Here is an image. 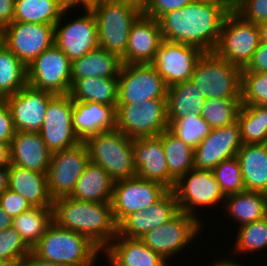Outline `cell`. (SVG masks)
Segmentation results:
<instances>
[{
    "label": "cell",
    "instance_id": "cell-13",
    "mask_svg": "<svg viewBox=\"0 0 267 266\" xmlns=\"http://www.w3.org/2000/svg\"><path fill=\"white\" fill-rule=\"evenodd\" d=\"M90 162L88 150L82 141L78 145L52 152L47 171L50 197H69L74 187Z\"/></svg>",
    "mask_w": 267,
    "mask_h": 266
},
{
    "label": "cell",
    "instance_id": "cell-45",
    "mask_svg": "<svg viewBox=\"0 0 267 266\" xmlns=\"http://www.w3.org/2000/svg\"><path fill=\"white\" fill-rule=\"evenodd\" d=\"M232 10L247 22L267 21V0H232Z\"/></svg>",
    "mask_w": 267,
    "mask_h": 266
},
{
    "label": "cell",
    "instance_id": "cell-20",
    "mask_svg": "<svg viewBox=\"0 0 267 266\" xmlns=\"http://www.w3.org/2000/svg\"><path fill=\"white\" fill-rule=\"evenodd\" d=\"M132 150L137 177L159 182L168 190L174 189L176 181L169 175L162 132L158 136L134 138Z\"/></svg>",
    "mask_w": 267,
    "mask_h": 266
},
{
    "label": "cell",
    "instance_id": "cell-16",
    "mask_svg": "<svg viewBox=\"0 0 267 266\" xmlns=\"http://www.w3.org/2000/svg\"><path fill=\"white\" fill-rule=\"evenodd\" d=\"M73 100L70 95H55L47 104L41 138L52 152L74 147L80 138L73 129Z\"/></svg>",
    "mask_w": 267,
    "mask_h": 266
},
{
    "label": "cell",
    "instance_id": "cell-23",
    "mask_svg": "<svg viewBox=\"0 0 267 266\" xmlns=\"http://www.w3.org/2000/svg\"><path fill=\"white\" fill-rule=\"evenodd\" d=\"M162 40L158 20L142 14L131 27L122 64H151Z\"/></svg>",
    "mask_w": 267,
    "mask_h": 266
},
{
    "label": "cell",
    "instance_id": "cell-55",
    "mask_svg": "<svg viewBox=\"0 0 267 266\" xmlns=\"http://www.w3.org/2000/svg\"><path fill=\"white\" fill-rule=\"evenodd\" d=\"M13 218L8 215L0 206V231L12 226Z\"/></svg>",
    "mask_w": 267,
    "mask_h": 266
},
{
    "label": "cell",
    "instance_id": "cell-25",
    "mask_svg": "<svg viewBox=\"0 0 267 266\" xmlns=\"http://www.w3.org/2000/svg\"><path fill=\"white\" fill-rule=\"evenodd\" d=\"M51 151L39 132L16 131L10 143V165L47 173Z\"/></svg>",
    "mask_w": 267,
    "mask_h": 266
},
{
    "label": "cell",
    "instance_id": "cell-9",
    "mask_svg": "<svg viewBox=\"0 0 267 266\" xmlns=\"http://www.w3.org/2000/svg\"><path fill=\"white\" fill-rule=\"evenodd\" d=\"M71 67L69 58L53 44L27 66L28 85L55 95H67L72 86Z\"/></svg>",
    "mask_w": 267,
    "mask_h": 266
},
{
    "label": "cell",
    "instance_id": "cell-49",
    "mask_svg": "<svg viewBox=\"0 0 267 266\" xmlns=\"http://www.w3.org/2000/svg\"><path fill=\"white\" fill-rule=\"evenodd\" d=\"M267 71V44L260 42L253 54L252 60L242 69V72H265Z\"/></svg>",
    "mask_w": 267,
    "mask_h": 266
},
{
    "label": "cell",
    "instance_id": "cell-18",
    "mask_svg": "<svg viewBox=\"0 0 267 266\" xmlns=\"http://www.w3.org/2000/svg\"><path fill=\"white\" fill-rule=\"evenodd\" d=\"M203 53L195 46L162 40L151 64L169 87L189 81Z\"/></svg>",
    "mask_w": 267,
    "mask_h": 266
},
{
    "label": "cell",
    "instance_id": "cell-47",
    "mask_svg": "<svg viewBox=\"0 0 267 266\" xmlns=\"http://www.w3.org/2000/svg\"><path fill=\"white\" fill-rule=\"evenodd\" d=\"M0 206L12 218L32 208L24 197L10 189L0 194Z\"/></svg>",
    "mask_w": 267,
    "mask_h": 266
},
{
    "label": "cell",
    "instance_id": "cell-38",
    "mask_svg": "<svg viewBox=\"0 0 267 266\" xmlns=\"http://www.w3.org/2000/svg\"><path fill=\"white\" fill-rule=\"evenodd\" d=\"M27 66L0 42V98L26 87Z\"/></svg>",
    "mask_w": 267,
    "mask_h": 266
},
{
    "label": "cell",
    "instance_id": "cell-19",
    "mask_svg": "<svg viewBox=\"0 0 267 266\" xmlns=\"http://www.w3.org/2000/svg\"><path fill=\"white\" fill-rule=\"evenodd\" d=\"M242 145L238 121L214 128L194 149V169L212 170L222 161L235 157Z\"/></svg>",
    "mask_w": 267,
    "mask_h": 266
},
{
    "label": "cell",
    "instance_id": "cell-24",
    "mask_svg": "<svg viewBox=\"0 0 267 266\" xmlns=\"http://www.w3.org/2000/svg\"><path fill=\"white\" fill-rule=\"evenodd\" d=\"M73 129L81 141L116 129V108L99 102L73 101Z\"/></svg>",
    "mask_w": 267,
    "mask_h": 266
},
{
    "label": "cell",
    "instance_id": "cell-50",
    "mask_svg": "<svg viewBox=\"0 0 267 266\" xmlns=\"http://www.w3.org/2000/svg\"><path fill=\"white\" fill-rule=\"evenodd\" d=\"M15 0H0V31L14 21Z\"/></svg>",
    "mask_w": 267,
    "mask_h": 266
},
{
    "label": "cell",
    "instance_id": "cell-41",
    "mask_svg": "<svg viewBox=\"0 0 267 266\" xmlns=\"http://www.w3.org/2000/svg\"><path fill=\"white\" fill-rule=\"evenodd\" d=\"M234 252L248 253L267 248V216L263 219L244 224L237 229Z\"/></svg>",
    "mask_w": 267,
    "mask_h": 266
},
{
    "label": "cell",
    "instance_id": "cell-3",
    "mask_svg": "<svg viewBox=\"0 0 267 266\" xmlns=\"http://www.w3.org/2000/svg\"><path fill=\"white\" fill-rule=\"evenodd\" d=\"M31 252L42 260L62 265L95 266L103 251L86 236L53 222Z\"/></svg>",
    "mask_w": 267,
    "mask_h": 266
},
{
    "label": "cell",
    "instance_id": "cell-43",
    "mask_svg": "<svg viewBox=\"0 0 267 266\" xmlns=\"http://www.w3.org/2000/svg\"><path fill=\"white\" fill-rule=\"evenodd\" d=\"M241 104L267 106V71L242 72Z\"/></svg>",
    "mask_w": 267,
    "mask_h": 266
},
{
    "label": "cell",
    "instance_id": "cell-7",
    "mask_svg": "<svg viewBox=\"0 0 267 266\" xmlns=\"http://www.w3.org/2000/svg\"><path fill=\"white\" fill-rule=\"evenodd\" d=\"M259 44L258 25L243 20L232 10L224 20L217 46L213 52L218 57L243 69L252 60Z\"/></svg>",
    "mask_w": 267,
    "mask_h": 266
},
{
    "label": "cell",
    "instance_id": "cell-35",
    "mask_svg": "<svg viewBox=\"0 0 267 266\" xmlns=\"http://www.w3.org/2000/svg\"><path fill=\"white\" fill-rule=\"evenodd\" d=\"M53 223L52 208L32 207L13 217L12 227L20 234L25 244L32 249Z\"/></svg>",
    "mask_w": 267,
    "mask_h": 266
},
{
    "label": "cell",
    "instance_id": "cell-8",
    "mask_svg": "<svg viewBox=\"0 0 267 266\" xmlns=\"http://www.w3.org/2000/svg\"><path fill=\"white\" fill-rule=\"evenodd\" d=\"M116 129L131 139L158 136L168 129L166 99L117 104Z\"/></svg>",
    "mask_w": 267,
    "mask_h": 266
},
{
    "label": "cell",
    "instance_id": "cell-34",
    "mask_svg": "<svg viewBox=\"0 0 267 266\" xmlns=\"http://www.w3.org/2000/svg\"><path fill=\"white\" fill-rule=\"evenodd\" d=\"M65 10V0H15L14 21L55 26Z\"/></svg>",
    "mask_w": 267,
    "mask_h": 266
},
{
    "label": "cell",
    "instance_id": "cell-36",
    "mask_svg": "<svg viewBox=\"0 0 267 266\" xmlns=\"http://www.w3.org/2000/svg\"><path fill=\"white\" fill-rule=\"evenodd\" d=\"M162 146L169 175L176 182L191 169H194V149L173 135L168 129L162 132Z\"/></svg>",
    "mask_w": 267,
    "mask_h": 266
},
{
    "label": "cell",
    "instance_id": "cell-31",
    "mask_svg": "<svg viewBox=\"0 0 267 266\" xmlns=\"http://www.w3.org/2000/svg\"><path fill=\"white\" fill-rule=\"evenodd\" d=\"M205 102L198 87L190 80L169 86L166 95L168 124L188 116L190 112L200 116Z\"/></svg>",
    "mask_w": 267,
    "mask_h": 266
},
{
    "label": "cell",
    "instance_id": "cell-10",
    "mask_svg": "<svg viewBox=\"0 0 267 266\" xmlns=\"http://www.w3.org/2000/svg\"><path fill=\"white\" fill-rule=\"evenodd\" d=\"M167 86L152 64H122L118 76V103L142 105L166 99Z\"/></svg>",
    "mask_w": 267,
    "mask_h": 266
},
{
    "label": "cell",
    "instance_id": "cell-22",
    "mask_svg": "<svg viewBox=\"0 0 267 266\" xmlns=\"http://www.w3.org/2000/svg\"><path fill=\"white\" fill-rule=\"evenodd\" d=\"M179 206L173 190H168L157 202L144 209L135 211L127 216L118 226L120 236L140 239L149 230L165 224L178 212Z\"/></svg>",
    "mask_w": 267,
    "mask_h": 266
},
{
    "label": "cell",
    "instance_id": "cell-57",
    "mask_svg": "<svg viewBox=\"0 0 267 266\" xmlns=\"http://www.w3.org/2000/svg\"><path fill=\"white\" fill-rule=\"evenodd\" d=\"M260 30V42L267 44V21L258 24Z\"/></svg>",
    "mask_w": 267,
    "mask_h": 266
},
{
    "label": "cell",
    "instance_id": "cell-12",
    "mask_svg": "<svg viewBox=\"0 0 267 266\" xmlns=\"http://www.w3.org/2000/svg\"><path fill=\"white\" fill-rule=\"evenodd\" d=\"M0 42L28 66L54 44V26L13 21L0 31Z\"/></svg>",
    "mask_w": 267,
    "mask_h": 266
},
{
    "label": "cell",
    "instance_id": "cell-4",
    "mask_svg": "<svg viewBox=\"0 0 267 266\" xmlns=\"http://www.w3.org/2000/svg\"><path fill=\"white\" fill-rule=\"evenodd\" d=\"M90 162L101 166L115 182L136 177L133 139L117 129L101 132L83 141Z\"/></svg>",
    "mask_w": 267,
    "mask_h": 266
},
{
    "label": "cell",
    "instance_id": "cell-17",
    "mask_svg": "<svg viewBox=\"0 0 267 266\" xmlns=\"http://www.w3.org/2000/svg\"><path fill=\"white\" fill-rule=\"evenodd\" d=\"M66 12L67 9L54 26V44L72 62L99 47L97 22L94 13L86 10L83 15L62 26Z\"/></svg>",
    "mask_w": 267,
    "mask_h": 266
},
{
    "label": "cell",
    "instance_id": "cell-42",
    "mask_svg": "<svg viewBox=\"0 0 267 266\" xmlns=\"http://www.w3.org/2000/svg\"><path fill=\"white\" fill-rule=\"evenodd\" d=\"M212 172L225 198L245 190L240 163L236 156L222 161Z\"/></svg>",
    "mask_w": 267,
    "mask_h": 266
},
{
    "label": "cell",
    "instance_id": "cell-11",
    "mask_svg": "<svg viewBox=\"0 0 267 266\" xmlns=\"http://www.w3.org/2000/svg\"><path fill=\"white\" fill-rule=\"evenodd\" d=\"M201 222L197 217L179 211L165 224L149 230L140 240L165 260H169L200 234Z\"/></svg>",
    "mask_w": 267,
    "mask_h": 266
},
{
    "label": "cell",
    "instance_id": "cell-40",
    "mask_svg": "<svg viewBox=\"0 0 267 266\" xmlns=\"http://www.w3.org/2000/svg\"><path fill=\"white\" fill-rule=\"evenodd\" d=\"M168 130L184 143L195 149L211 132L212 128L200 115L193 112L168 124Z\"/></svg>",
    "mask_w": 267,
    "mask_h": 266
},
{
    "label": "cell",
    "instance_id": "cell-52",
    "mask_svg": "<svg viewBox=\"0 0 267 266\" xmlns=\"http://www.w3.org/2000/svg\"><path fill=\"white\" fill-rule=\"evenodd\" d=\"M103 0H65V9L68 11L78 5L84 6L86 10H92L98 6Z\"/></svg>",
    "mask_w": 267,
    "mask_h": 266
},
{
    "label": "cell",
    "instance_id": "cell-2",
    "mask_svg": "<svg viewBox=\"0 0 267 266\" xmlns=\"http://www.w3.org/2000/svg\"><path fill=\"white\" fill-rule=\"evenodd\" d=\"M53 222L89 238L102 251L117 236L111 203L62 197L53 200Z\"/></svg>",
    "mask_w": 267,
    "mask_h": 266
},
{
    "label": "cell",
    "instance_id": "cell-21",
    "mask_svg": "<svg viewBox=\"0 0 267 266\" xmlns=\"http://www.w3.org/2000/svg\"><path fill=\"white\" fill-rule=\"evenodd\" d=\"M55 94L37 90L29 85L5 97L16 131L39 132L42 128L48 102Z\"/></svg>",
    "mask_w": 267,
    "mask_h": 266
},
{
    "label": "cell",
    "instance_id": "cell-56",
    "mask_svg": "<svg viewBox=\"0 0 267 266\" xmlns=\"http://www.w3.org/2000/svg\"><path fill=\"white\" fill-rule=\"evenodd\" d=\"M121 1L123 3L131 4L132 6H135L139 10L143 11L146 7V4L148 0H117Z\"/></svg>",
    "mask_w": 267,
    "mask_h": 266
},
{
    "label": "cell",
    "instance_id": "cell-54",
    "mask_svg": "<svg viewBox=\"0 0 267 266\" xmlns=\"http://www.w3.org/2000/svg\"><path fill=\"white\" fill-rule=\"evenodd\" d=\"M9 167H0V194L8 189Z\"/></svg>",
    "mask_w": 267,
    "mask_h": 266
},
{
    "label": "cell",
    "instance_id": "cell-26",
    "mask_svg": "<svg viewBox=\"0 0 267 266\" xmlns=\"http://www.w3.org/2000/svg\"><path fill=\"white\" fill-rule=\"evenodd\" d=\"M104 251L102 253L111 266H168L167 260L140 239L123 237L118 233Z\"/></svg>",
    "mask_w": 267,
    "mask_h": 266
},
{
    "label": "cell",
    "instance_id": "cell-30",
    "mask_svg": "<svg viewBox=\"0 0 267 266\" xmlns=\"http://www.w3.org/2000/svg\"><path fill=\"white\" fill-rule=\"evenodd\" d=\"M121 66L122 61L117 55L98 47L72 61V84L86 77L118 78Z\"/></svg>",
    "mask_w": 267,
    "mask_h": 266
},
{
    "label": "cell",
    "instance_id": "cell-32",
    "mask_svg": "<svg viewBox=\"0 0 267 266\" xmlns=\"http://www.w3.org/2000/svg\"><path fill=\"white\" fill-rule=\"evenodd\" d=\"M69 95L73 101L99 102L117 107L118 78L86 77L77 79Z\"/></svg>",
    "mask_w": 267,
    "mask_h": 266
},
{
    "label": "cell",
    "instance_id": "cell-51",
    "mask_svg": "<svg viewBox=\"0 0 267 266\" xmlns=\"http://www.w3.org/2000/svg\"><path fill=\"white\" fill-rule=\"evenodd\" d=\"M21 266H67L42 260L30 252L21 262Z\"/></svg>",
    "mask_w": 267,
    "mask_h": 266
},
{
    "label": "cell",
    "instance_id": "cell-46",
    "mask_svg": "<svg viewBox=\"0 0 267 266\" xmlns=\"http://www.w3.org/2000/svg\"><path fill=\"white\" fill-rule=\"evenodd\" d=\"M193 0H148L144 16L158 20L163 14L178 10L190 4Z\"/></svg>",
    "mask_w": 267,
    "mask_h": 266
},
{
    "label": "cell",
    "instance_id": "cell-6",
    "mask_svg": "<svg viewBox=\"0 0 267 266\" xmlns=\"http://www.w3.org/2000/svg\"><path fill=\"white\" fill-rule=\"evenodd\" d=\"M91 11L97 22L99 47L121 59L126 52L131 27L142 11L117 0H103Z\"/></svg>",
    "mask_w": 267,
    "mask_h": 266
},
{
    "label": "cell",
    "instance_id": "cell-5",
    "mask_svg": "<svg viewBox=\"0 0 267 266\" xmlns=\"http://www.w3.org/2000/svg\"><path fill=\"white\" fill-rule=\"evenodd\" d=\"M190 81L205 99H241L242 69L214 52L201 55Z\"/></svg>",
    "mask_w": 267,
    "mask_h": 266
},
{
    "label": "cell",
    "instance_id": "cell-60",
    "mask_svg": "<svg viewBox=\"0 0 267 266\" xmlns=\"http://www.w3.org/2000/svg\"><path fill=\"white\" fill-rule=\"evenodd\" d=\"M193 1L210 2V1H232V0H193Z\"/></svg>",
    "mask_w": 267,
    "mask_h": 266
},
{
    "label": "cell",
    "instance_id": "cell-59",
    "mask_svg": "<svg viewBox=\"0 0 267 266\" xmlns=\"http://www.w3.org/2000/svg\"><path fill=\"white\" fill-rule=\"evenodd\" d=\"M0 266H21V263L13 260H0Z\"/></svg>",
    "mask_w": 267,
    "mask_h": 266
},
{
    "label": "cell",
    "instance_id": "cell-29",
    "mask_svg": "<svg viewBox=\"0 0 267 266\" xmlns=\"http://www.w3.org/2000/svg\"><path fill=\"white\" fill-rule=\"evenodd\" d=\"M114 181L101 167L89 162L78 179L72 199L96 203H111Z\"/></svg>",
    "mask_w": 267,
    "mask_h": 266
},
{
    "label": "cell",
    "instance_id": "cell-44",
    "mask_svg": "<svg viewBox=\"0 0 267 266\" xmlns=\"http://www.w3.org/2000/svg\"><path fill=\"white\" fill-rule=\"evenodd\" d=\"M30 252L31 249L12 226L0 231V260H13L21 263Z\"/></svg>",
    "mask_w": 267,
    "mask_h": 266
},
{
    "label": "cell",
    "instance_id": "cell-58",
    "mask_svg": "<svg viewBox=\"0 0 267 266\" xmlns=\"http://www.w3.org/2000/svg\"><path fill=\"white\" fill-rule=\"evenodd\" d=\"M219 260H217L213 264V266H243L240 264V262L238 263L237 260H236V262L234 260H231V259L225 260L223 258H222V260L221 259H219Z\"/></svg>",
    "mask_w": 267,
    "mask_h": 266
},
{
    "label": "cell",
    "instance_id": "cell-33",
    "mask_svg": "<svg viewBox=\"0 0 267 266\" xmlns=\"http://www.w3.org/2000/svg\"><path fill=\"white\" fill-rule=\"evenodd\" d=\"M223 206L242 226L267 216V194L244 190L226 197Z\"/></svg>",
    "mask_w": 267,
    "mask_h": 266
},
{
    "label": "cell",
    "instance_id": "cell-14",
    "mask_svg": "<svg viewBox=\"0 0 267 266\" xmlns=\"http://www.w3.org/2000/svg\"><path fill=\"white\" fill-rule=\"evenodd\" d=\"M168 189L159 182L133 177L115 181L112 195V214L118 226L135 211H143L157 202Z\"/></svg>",
    "mask_w": 267,
    "mask_h": 266
},
{
    "label": "cell",
    "instance_id": "cell-1",
    "mask_svg": "<svg viewBox=\"0 0 267 266\" xmlns=\"http://www.w3.org/2000/svg\"><path fill=\"white\" fill-rule=\"evenodd\" d=\"M231 11L232 1H192L158 19L162 39L213 52L224 20Z\"/></svg>",
    "mask_w": 267,
    "mask_h": 266
},
{
    "label": "cell",
    "instance_id": "cell-39",
    "mask_svg": "<svg viewBox=\"0 0 267 266\" xmlns=\"http://www.w3.org/2000/svg\"><path fill=\"white\" fill-rule=\"evenodd\" d=\"M241 99L208 98L201 109V116L212 129L237 121Z\"/></svg>",
    "mask_w": 267,
    "mask_h": 266
},
{
    "label": "cell",
    "instance_id": "cell-48",
    "mask_svg": "<svg viewBox=\"0 0 267 266\" xmlns=\"http://www.w3.org/2000/svg\"><path fill=\"white\" fill-rule=\"evenodd\" d=\"M15 132L9 106L4 98H0V142L11 143Z\"/></svg>",
    "mask_w": 267,
    "mask_h": 266
},
{
    "label": "cell",
    "instance_id": "cell-27",
    "mask_svg": "<svg viewBox=\"0 0 267 266\" xmlns=\"http://www.w3.org/2000/svg\"><path fill=\"white\" fill-rule=\"evenodd\" d=\"M8 189L19 193L32 207L52 208L47 173L10 165Z\"/></svg>",
    "mask_w": 267,
    "mask_h": 266
},
{
    "label": "cell",
    "instance_id": "cell-28",
    "mask_svg": "<svg viewBox=\"0 0 267 266\" xmlns=\"http://www.w3.org/2000/svg\"><path fill=\"white\" fill-rule=\"evenodd\" d=\"M236 157L245 190L267 194V143L243 144Z\"/></svg>",
    "mask_w": 267,
    "mask_h": 266
},
{
    "label": "cell",
    "instance_id": "cell-53",
    "mask_svg": "<svg viewBox=\"0 0 267 266\" xmlns=\"http://www.w3.org/2000/svg\"><path fill=\"white\" fill-rule=\"evenodd\" d=\"M10 164V143L0 142V167H9Z\"/></svg>",
    "mask_w": 267,
    "mask_h": 266
},
{
    "label": "cell",
    "instance_id": "cell-37",
    "mask_svg": "<svg viewBox=\"0 0 267 266\" xmlns=\"http://www.w3.org/2000/svg\"><path fill=\"white\" fill-rule=\"evenodd\" d=\"M237 121L243 144L267 143V106L242 104Z\"/></svg>",
    "mask_w": 267,
    "mask_h": 266
},
{
    "label": "cell",
    "instance_id": "cell-15",
    "mask_svg": "<svg viewBox=\"0 0 267 266\" xmlns=\"http://www.w3.org/2000/svg\"><path fill=\"white\" fill-rule=\"evenodd\" d=\"M179 210L200 219L196 206H214L225 201L221 188L212 170L191 169L182 176L173 189ZM195 208V209H194Z\"/></svg>",
    "mask_w": 267,
    "mask_h": 266
}]
</instances>
